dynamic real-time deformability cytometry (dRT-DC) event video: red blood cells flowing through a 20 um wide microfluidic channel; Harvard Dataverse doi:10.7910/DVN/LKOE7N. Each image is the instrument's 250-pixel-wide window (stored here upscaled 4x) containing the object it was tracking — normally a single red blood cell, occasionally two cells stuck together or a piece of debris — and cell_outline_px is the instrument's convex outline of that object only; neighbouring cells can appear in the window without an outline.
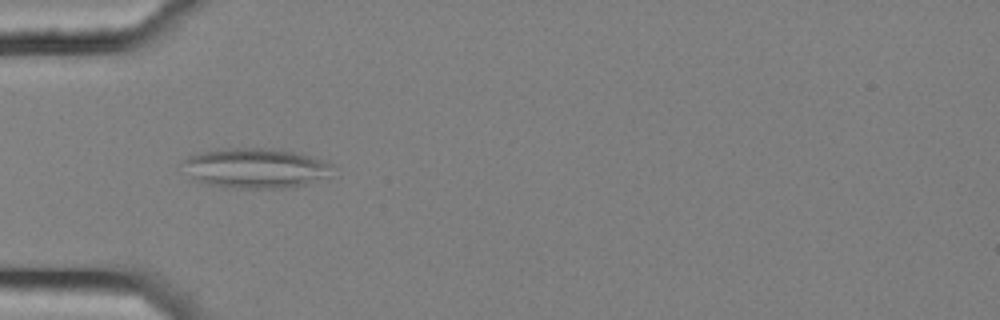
{"species": "common noctule bat (a hibernating species)", "species_latin": "Nyctalus noctula", "temperature_condition": "cold", "stored_images_in_passage": 6, "camera_frame_rate_fps": 3000, "um_per_image_px": 0.085, "animal": {"sex": "female", "body_mass_g": 25.1}, "frame": {"image": 1, "passage_image": 4, "time_ms": 1.0, "image_size_px": [1000, 320], "cell_outline_px": [[332, 164], [328, 176], [304, 184], [284, 188], [224, 188], [188, 180], [176, 168], [188, 156], [220, 148], [268, 148], [300, 152]], "centroid_in_image_um": [21.53, 14.3], "position_along_channel_um": 63.5, "area_um2": 35.72}}